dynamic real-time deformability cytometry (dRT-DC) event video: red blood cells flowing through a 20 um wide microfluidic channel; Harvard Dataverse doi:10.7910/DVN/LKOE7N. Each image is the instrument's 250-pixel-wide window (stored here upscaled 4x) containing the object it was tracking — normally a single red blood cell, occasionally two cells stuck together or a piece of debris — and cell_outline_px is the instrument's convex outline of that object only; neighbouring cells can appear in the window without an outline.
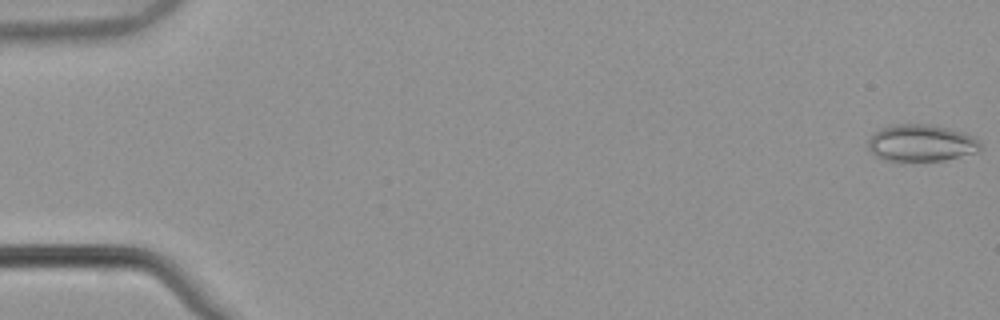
{"species": "common noctule bat (a hibernating species)", "species_latin": "Nyctalus noctula", "temperature_condition": "warm", "stored_images_in_passage": 54, "camera_frame_rate_fps": 3000, "um_per_image_px": 0.085, "animal": {"sex": "male", "body_mass_g": 21.5, "forearm_length_mm": 52.0}, "frame": {"image": 1, "passage_image": 1, "time_ms": 0.0, "image_size_px": [1000, 320], "cell_outline_px": [[980, 148], [976, 152], [944, 160], [900, 164], [876, 156], [868, 148], [868, 140], [880, 128], [896, 124], [928, 124], [948, 128], [964, 132], [980, 140]], "centroid_in_image_um": [78.28, 12.19], "position_along_channel_um": 6.7, "area_um2": 24.62}}
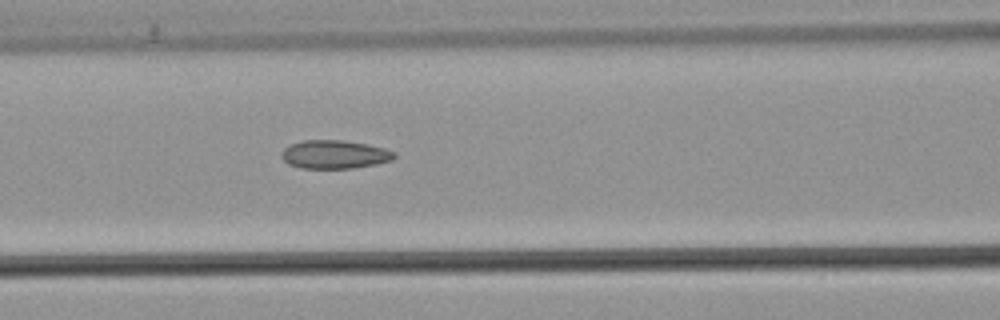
{"frame": {"image": 2, "passage_image": 24, "time_ms": 7.667, "image_size_px": [1000, 320], "cell_outline_px": [[396, 156], [392, 160], [376, 164], [352, 168], [300, 168], [288, 164], [280, 156], [284, 148], [288, 144], [304, 140], [344, 140], [368, 144], [384, 148], [396, 152]], "centroid_in_image_um": [28.43, 13.12], "position_along_channel_um": 138.2, "area_um2": 18.84}}
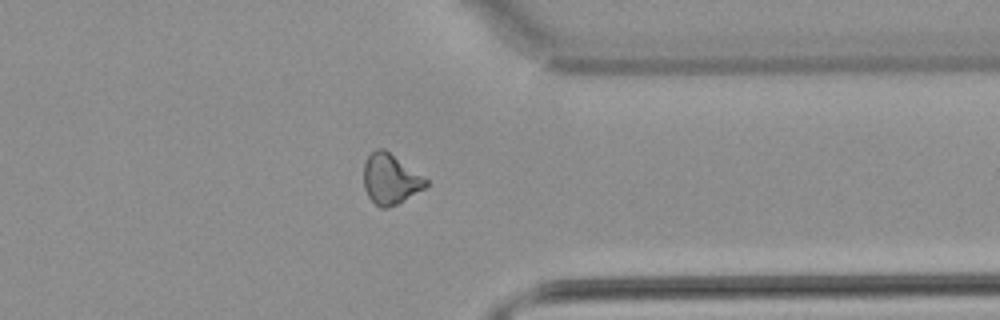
{"frame": {"image": 3, "passage_image": 43, "time_ms": 14.0, "image_size_px": [1000, 320], "cell_outline_px": [[428, 184], [424, 188], [396, 204], [388, 208], [380, 208], [368, 196], [364, 188], [364, 164], [368, 156], [376, 148], [384, 148], [428, 180]], "centroid_in_image_um": [33.16, 15.21], "position_along_channel_um": 378.2, "area_um2": 17.92}, "authors_computed_cell_mechanics": {"area_um2": 18.9295, "velocity_mm_per_s": 3.8666, "shape_relaxation_time_tau1_ms": null, "shape_relaxation_time_tau2_ms": 3.2589, "deformation_change_tau1": null, "deformation_change_tau2": 0.0996}}